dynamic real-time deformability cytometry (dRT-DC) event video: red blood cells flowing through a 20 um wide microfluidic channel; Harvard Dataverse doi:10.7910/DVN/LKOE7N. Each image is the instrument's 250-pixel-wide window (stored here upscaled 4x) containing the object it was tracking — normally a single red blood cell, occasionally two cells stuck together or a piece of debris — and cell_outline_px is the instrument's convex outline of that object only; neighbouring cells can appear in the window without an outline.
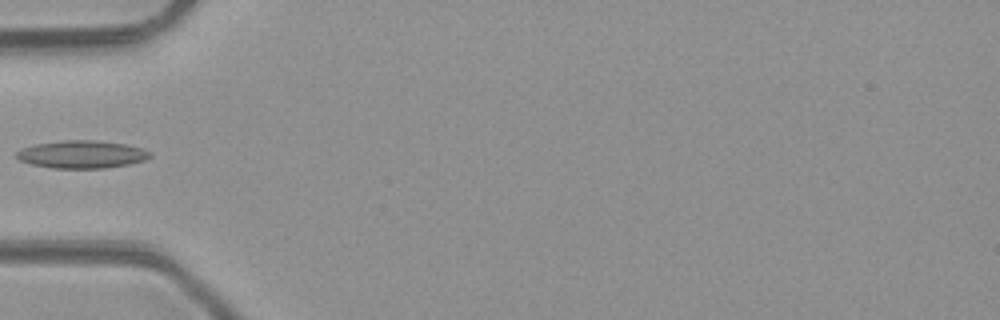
{"species": "common noctule bat (a hibernating species)", "species_latin": "Nyctalus noctula", "temperature_condition": "room temperature", "stored_images_in_passage": 5, "camera_frame_rate_fps": 3000, "um_per_image_px": 0.085, "animal": {"sex": "male", "body_mass_g": 23.1, "forearm_length_mm": 52.7}, "frame": {"image": 1, "passage_image": 5, "time_ms": 5.333, "image_size_px": [1000, 320], "cell_outline_px": [[152, 156], [144, 160], [128, 164], [104, 168], [52, 168], [32, 164], [20, 160], [16, 156], [16, 152], [24, 148], [36, 144], [64, 140], [96, 140], [124, 144], [140, 148], [152, 152]], "centroid_in_image_um": [6.97, 13.12], "position_along_channel_um": 78.0, "area_um2": 21.33}}